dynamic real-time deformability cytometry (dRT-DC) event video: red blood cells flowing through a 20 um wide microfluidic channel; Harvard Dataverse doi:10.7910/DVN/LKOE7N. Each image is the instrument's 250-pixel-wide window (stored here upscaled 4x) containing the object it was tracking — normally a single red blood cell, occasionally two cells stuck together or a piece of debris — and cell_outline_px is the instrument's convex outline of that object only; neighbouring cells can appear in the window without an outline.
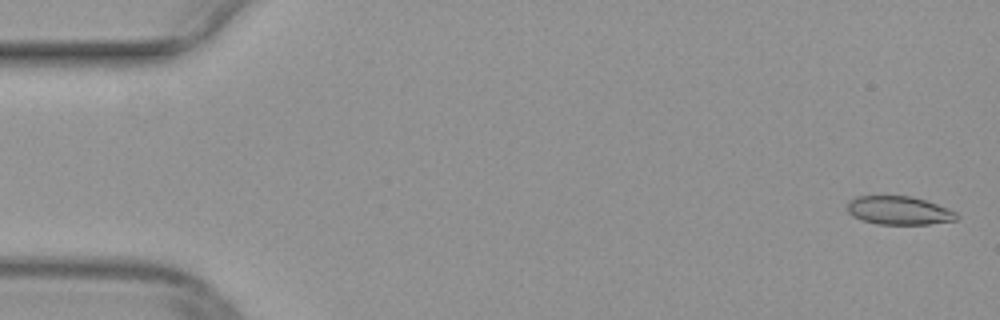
{"species": "common noctule bat (a hibernating species)", "species_latin": "Nyctalus noctula", "temperature_condition": "warm", "stored_images_in_passage": 11, "camera_frame_rate_fps": 3000, "um_per_image_px": 0.085, "animal": {"sex": "female", "body_mass_g": 29.2, "forearm_length_mm": 56.3}, "frame": {"image": 1, "passage_image": 1, "time_ms": 0.0, "image_size_px": [1000, 320], "cell_outline_px": [[960, 216], [956, 220], [928, 224], [876, 224], [860, 220], [852, 216], [848, 212], [848, 200], [856, 196], [912, 196], [936, 204], [956, 212]], "centroid_in_image_um": [76.38, 17.89], "position_along_channel_um": 8.6, "area_um2": 18.15}}